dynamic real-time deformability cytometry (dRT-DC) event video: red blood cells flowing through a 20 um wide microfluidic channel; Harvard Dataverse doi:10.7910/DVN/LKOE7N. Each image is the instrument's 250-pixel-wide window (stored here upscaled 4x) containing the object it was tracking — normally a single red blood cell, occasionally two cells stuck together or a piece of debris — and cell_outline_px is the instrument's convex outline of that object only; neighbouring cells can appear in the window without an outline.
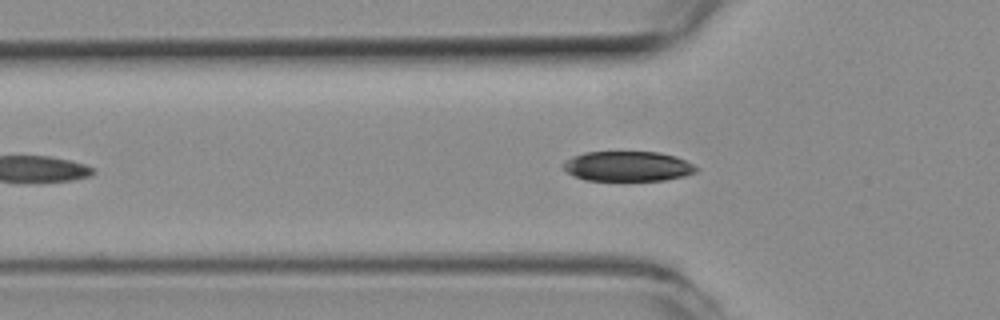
{"species": "common noctule bat (a hibernating species)", "species_latin": "Nyctalus noctula", "temperature_condition": "room temperature", "stored_images_in_passage": 42, "camera_frame_rate_fps": 3000, "um_per_image_px": 0.085, "animal": {"sex": "female", "body_mass_g": 19.3, "forearm_length_mm": 54.1}, "frame": {"image": 1, "passage_image": 9, "time_ms": 2.667, "image_size_px": [1000, 320], "cell_outline_px": [[700, 168], [696, 172], [684, 176], [664, 180], [584, 180], [572, 176], [560, 164], [564, 160], [572, 156], [584, 152], [660, 152], [676, 156]], "centroid_in_image_um": [53.32, 14.13], "position_along_channel_um": 72.5, "area_um2": 23.41}}
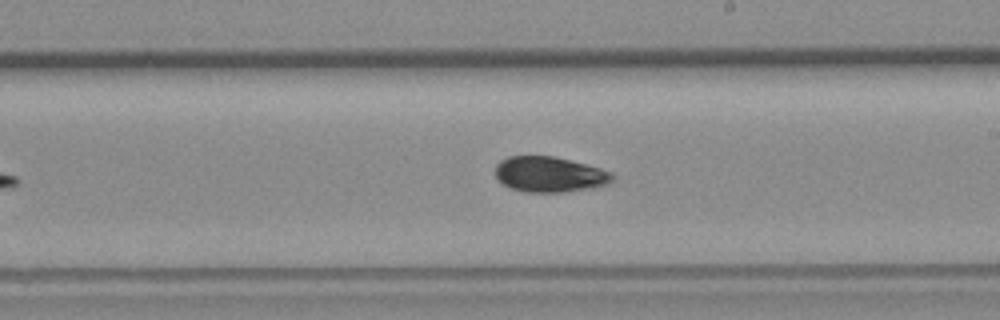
{"frame": {"image": 2, "passage_image": 22, "time_ms": 7.0, "image_size_px": [1000, 320], "cell_outline_px": [[616, 176], [608, 184], [592, 188], [564, 192], [524, 192], [512, 188], [504, 184], [496, 176], [496, 164], [500, 160], [508, 156], [552, 156], [600, 168], [612, 172]], "centroid_in_image_um": [46.73, 14.83], "position_along_channel_um": 242.3, "area_um2": 24.1}}
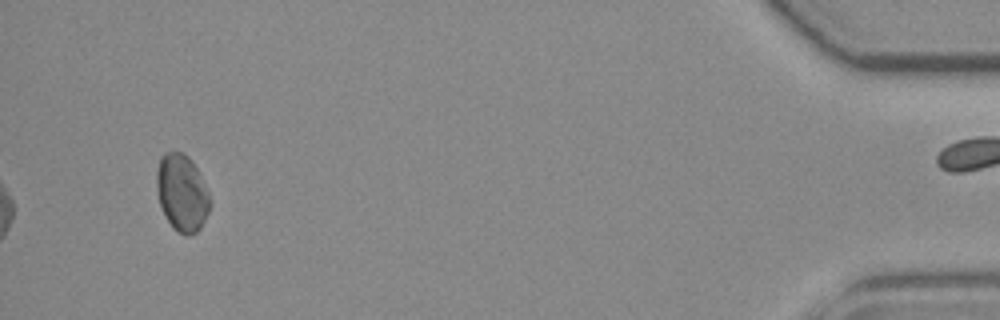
{"frame": {"image": 3, "passage_image": 42, "time_ms": 13.667, "image_size_px": [1000, 320], "cell_outline_px": [[212, 204], [200, 228], [196, 232], [188, 236], [184, 236], [176, 232], [172, 228], [160, 204], [156, 192], [156, 172], [160, 156], [164, 152], [184, 152], [192, 160], [208, 192]], "centroid_in_image_um": [15.45, 16.39], "position_along_channel_um": 419.8, "area_um2": 24.1}, "authors_computed_cell_mechanics": {"area_um2": 24.1026, "velocity_mm_per_s": 3.9183, "shape_relaxation_time_tau1_ms": 2.161, "shape_relaxation_time_tau2_ms": 7.1156, "deformation_change_tau1": 0.09, "deformation_change_tau2": 0.1067}}